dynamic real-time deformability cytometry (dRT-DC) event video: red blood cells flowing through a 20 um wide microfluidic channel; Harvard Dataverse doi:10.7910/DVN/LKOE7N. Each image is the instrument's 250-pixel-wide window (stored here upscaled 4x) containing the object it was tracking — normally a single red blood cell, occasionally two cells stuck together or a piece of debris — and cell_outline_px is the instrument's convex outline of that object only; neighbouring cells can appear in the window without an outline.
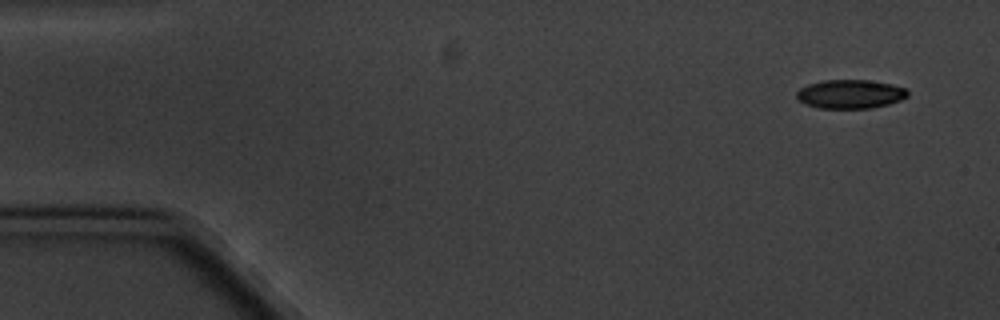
{"species": "common noctule bat (a hibernating species)", "species_latin": "Nyctalus noctula", "temperature_condition": "cold", "stored_images_in_passage": 7, "camera_frame_rate_fps": 3000, "um_per_image_px": 0.085, "animal": {"sex": "male", "body_mass_g": 20.1, "forearm_length_mm": 53.5}, "frame": {"image": 1, "passage_image": 1, "time_ms": 0.0, "image_size_px": [1000, 320], "cell_outline_px": [[908, 96], [900, 100], [888, 104], [872, 108], [816, 108], [804, 104], [796, 96], [796, 92], [800, 88], [808, 84], [824, 80], [868, 80], [892, 84], [904, 88], [908, 92]], "centroid_in_image_um": [72.25, 8.0], "position_along_channel_um": 12.7, "area_um2": 18.67}}
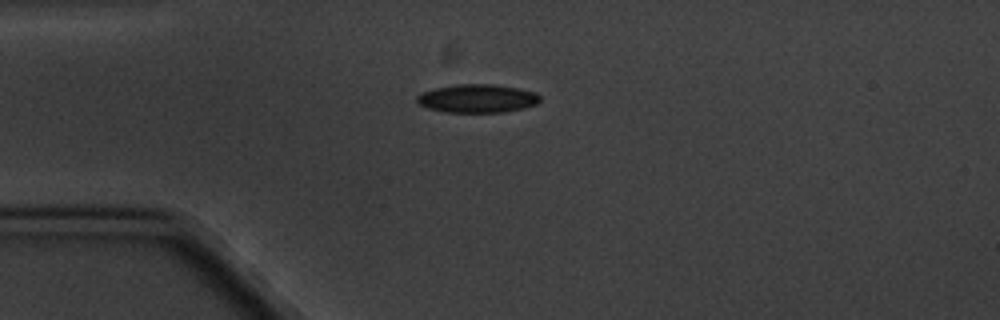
{"frame": {"image": 2, "passage_image": 4, "time_ms": 3.667, "image_size_px": [1000, 320], "cell_outline_px": [[540, 100], [536, 104], [524, 108], [504, 112], [444, 112], [428, 108], [420, 104], [416, 100], [416, 96], [420, 92], [436, 88], [456, 84], [496, 84], [520, 88], [536, 92], [540, 96]], "centroid_in_image_um": [40.58, 8.36], "position_along_channel_um": 44.4, "area_um2": 20.52}}